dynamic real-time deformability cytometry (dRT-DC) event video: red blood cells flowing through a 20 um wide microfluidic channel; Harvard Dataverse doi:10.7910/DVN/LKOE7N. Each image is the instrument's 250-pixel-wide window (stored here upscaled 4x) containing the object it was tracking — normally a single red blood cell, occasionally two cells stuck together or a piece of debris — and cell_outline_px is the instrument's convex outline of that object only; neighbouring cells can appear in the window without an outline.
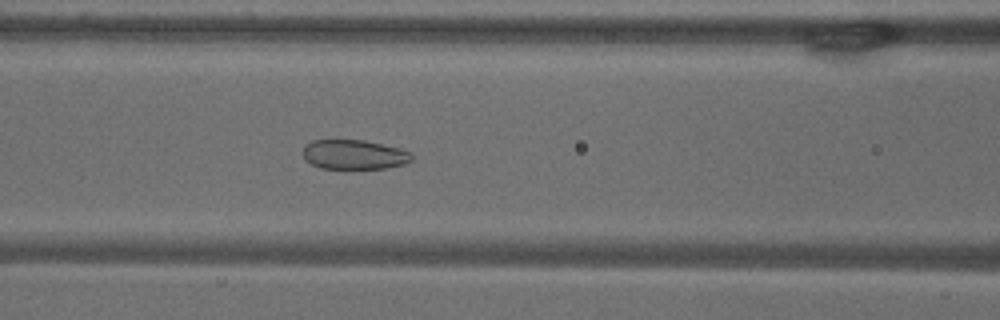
{"species": "common noctule bat (a hibernating species)", "species_latin": "Nyctalus noctula", "temperature_condition": "warm", "stored_images_in_passage": 55, "camera_frame_rate_fps": 3000, "um_per_image_px": 0.085, "animal": {"sex": "male", "body_mass_g": 18.8}, "frame": {"image": 1, "passage_image": 23, "time_ms": 7.333, "image_size_px": [1000, 320], "cell_outline_px": [[412, 160], [404, 164], [384, 168], [320, 168], [304, 160], [304, 148], [312, 140], [364, 140], [400, 148], [412, 152]], "centroid_in_image_um": [30.12, 13.13], "position_along_channel_um": 136.5, "area_um2": 18.61}}
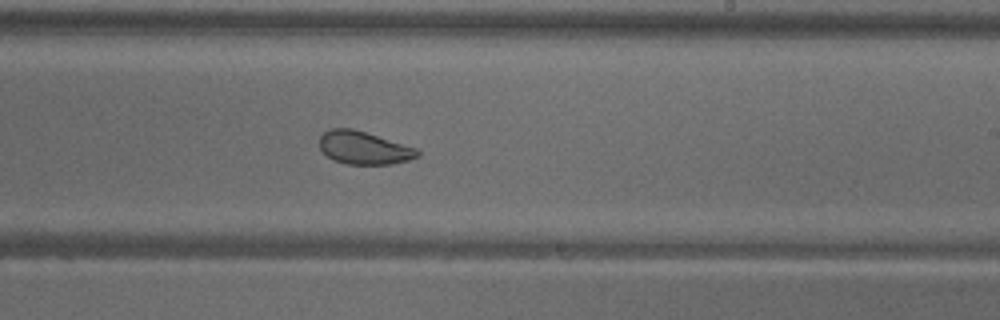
{"frame": {"image": 2, "passage_image": 33, "time_ms": 10.667, "image_size_px": [1000, 320], "cell_outline_px": [[420, 156], [408, 160], [392, 164], [348, 164], [332, 160], [320, 148], [320, 136], [324, 132], [332, 128], [352, 128], [416, 148], [420, 152]], "centroid_in_image_um": [30.92, 12.57], "position_along_channel_um": 258.1, "area_um2": 18.61}}
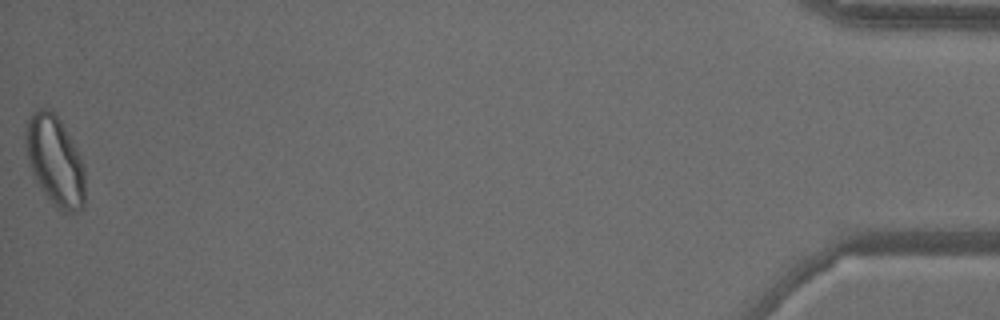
{"frame": {"image": 3, "passage_image": 55, "time_ms": 18.0, "image_size_px": [1000, 320], "cell_outline_px": [[84, 204], [80, 212], [60, 212], [52, 204], [40, 188], [32, 176], [28, 164], [24, 140], [24, 132], [28, 120], [32, 112], [40, 108], [48, 108], [60, 120], [76, 148], [80, 156], [84, 168]], "centroid_in_image_um": [4.64, 13.7], "position_along_channel_um": 430.6, "area_um2": 31.44}, "authors_computed_cell_mechanics": {"area_um2": 24.854, "velocity_mm_per_s": 3.6487, "shape_relaxation_time_tau1_ms": 9.2899, "shape_relaxation_time_tau2_ms": 1.4232, "deformation_change_tau1": 0.1207, "deformation_change_tau2": 0.0723}}